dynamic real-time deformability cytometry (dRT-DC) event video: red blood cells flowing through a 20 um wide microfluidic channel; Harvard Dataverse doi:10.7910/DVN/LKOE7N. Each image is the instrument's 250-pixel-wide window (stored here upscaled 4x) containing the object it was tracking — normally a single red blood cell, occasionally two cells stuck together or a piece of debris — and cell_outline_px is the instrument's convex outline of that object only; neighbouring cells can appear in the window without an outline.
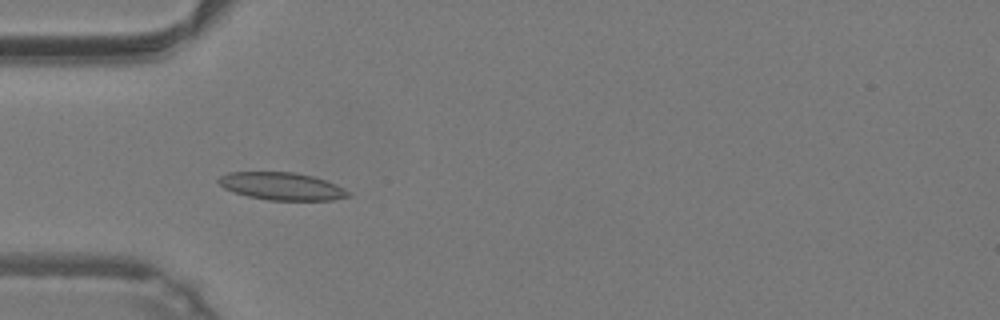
{"species": "common noctule bat (a hibernating species)", "species_latin": "Nyctalus noctula", "temperature_condition": "warm", "stored_images_in_passage": 42, "camera_frame_rate_fps": 3000, "um_per_image_px": 0.085, "animal": {"sex": "male", "body_mass_g": 19.2, "forearm_length_mm": 51.8}, "frame": {"image": 1, "passage_image": 16, "time_ms": 5.0, "image_size_px": [1000, 320], "cell_outline_px": [[352, 196], [332, 200], [268, 200], [248, 196], [224, 188], [216, 180], [220, 176], [228, 172], [292, 172], [312, 176], [336, 184], [344, 188]], "centroid_in_image_um": [23.95, 15.83], "position_along_channel_um": 61.0, "area_um2": 20.69}}
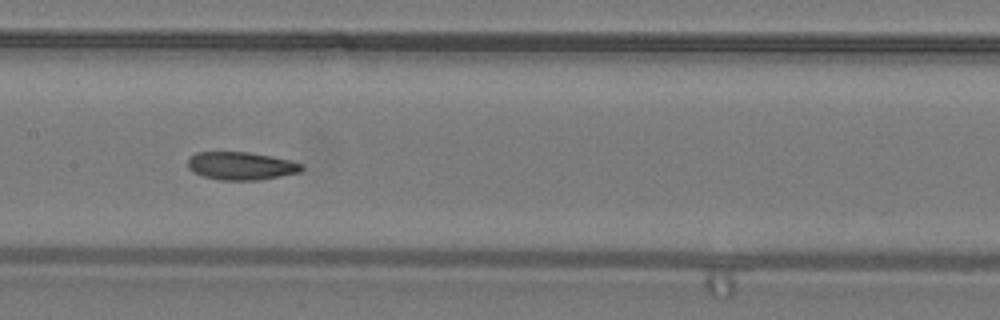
{"frame": {"image": 2, "passage_image": 25, "time_ms": 8.0, "image_size_px": [1000, 320], "cell_outline_px": [[304, 168], [300, 172], [280, 176], [256, 180], [220, 180], [204, 176], [192, 172], [188, 168], [188, 156], [196, 152], [248, 152], [272, 156], [304, 164]], "centroid_in_image_um": [20.47, 14.09], "position_along_channel_um": 186.9, "area_um2": 18.61}}
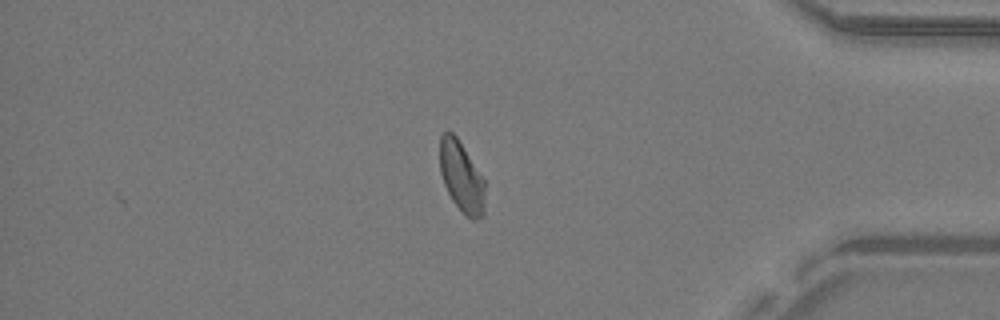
{"frame": {"image": 3, "passage_image": 42, "time_ms": 13.667, "image_size_px": [1000, 320], "cell_outline_px": [[484, 216], [476, 220], [472, 220], [464, 216], [452, 200], [444, 184], [440, 172], [440, 136], [444, 132], [452, 132], [456, 136], [484, 180]], "centroid_in_image_um": [39.22, 15.09], "position_along_channel_um": 396.0, "area_um2": 18.5}, "authors_computed_cell_mechanics": {"area_um2": 19.4497, "velocity_mm_per_s": 4.2574, "shape_relaxation_time_tau1_ms": 4.8016, "shape_relaxation_time_tau2_ms": 4.3457, "deformation_change_tau1": 0.1263, "deformation_change_tau2": 0.0746}}